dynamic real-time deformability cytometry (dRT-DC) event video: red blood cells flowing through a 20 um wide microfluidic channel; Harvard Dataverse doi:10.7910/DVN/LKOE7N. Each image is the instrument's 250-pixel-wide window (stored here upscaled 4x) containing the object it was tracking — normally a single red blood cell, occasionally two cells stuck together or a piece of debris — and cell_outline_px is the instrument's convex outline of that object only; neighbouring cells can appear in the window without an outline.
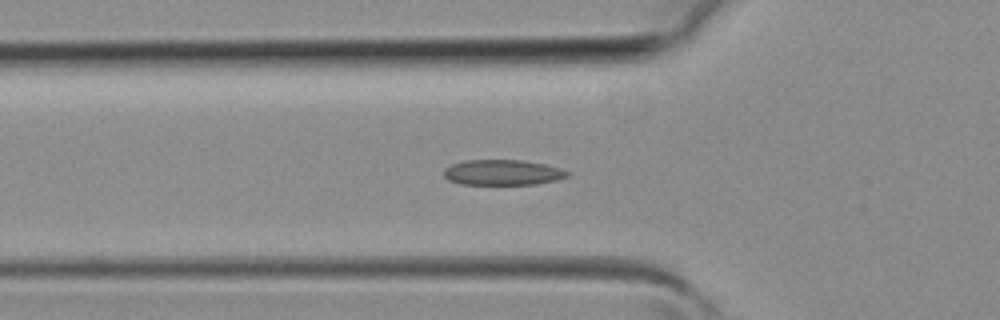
{"species": "common noctule bat (a hibernating species)", "species_latin": "Nyctalus noctula", "temperature_condition": "room temperature", "stored_images_in_passage": 40, "camera_frame_rate_fps": 3000, "um_per_image_px": 0.085, "animal": {"sex": "female", "body_mass_g": 19.3, "forearm_length_mm": 54.1}, "frame": {"image": 1, "passage_image": 13, "time_ms": 4.0, "image_size_px": [1000, 320], "cell_outline_px": [[572, 172], [568, 176], [556, 180], [536, 184], [460, 184], [448, 180], [444, 176], [444, 168], [452, 164], [464, 160], [524, 160], [544, 164], [560, 168]], "centroid_in_image_um": [42.73, 14.65], "position_along_channel_um": 83.1, "area_um2": 18.38}}
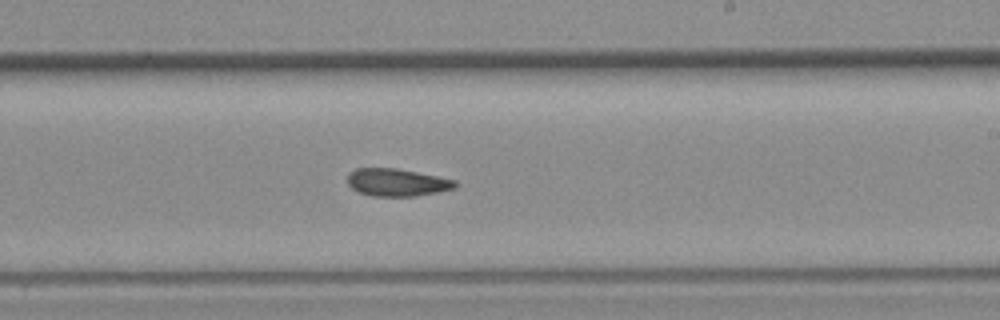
{"frame": {"image": 2, "passage_image": 23, "time_ms": 7.333, "image_size_px": [1000, 320], "cell_outline_px": [[456, 188], [416, 196], [372, 196], [360, 192], [352, 188], [348, 184], [348, 172], [356, 168], [396, 168], [456, 180]], "centroid_in_image_um": [33.72, 15.5], "position_along_channel_um": 255.3, "area_um2": 17.17}}
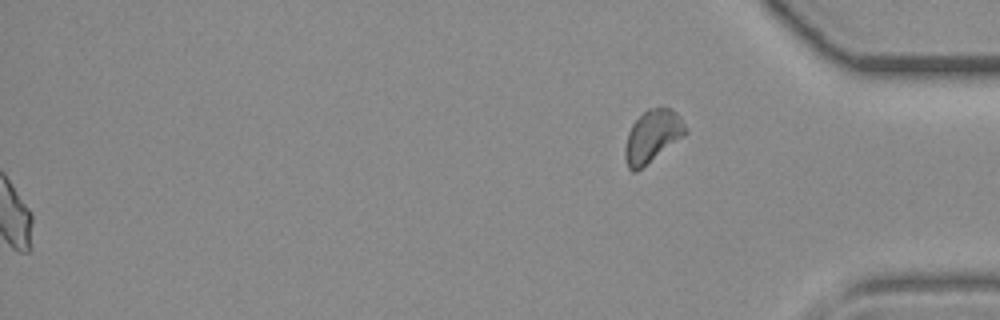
{"frame": {"image": 3, "passage_image": 40, "time_ms": 13.0, "image_size_px": [1000, 320], "cell_outline_px": [[688, 132], [684, 136], [636, 172], [632, 172], [628, 168], [624, 156], [624, 148], [628, 132], [632, 124], [648, 108], [672, 108], [680, 116], [688, 128]], "centroid_in_image_um": [55.46, 11.58], "position_along_channel_um": 379.7, "area_um2": 18.44}}